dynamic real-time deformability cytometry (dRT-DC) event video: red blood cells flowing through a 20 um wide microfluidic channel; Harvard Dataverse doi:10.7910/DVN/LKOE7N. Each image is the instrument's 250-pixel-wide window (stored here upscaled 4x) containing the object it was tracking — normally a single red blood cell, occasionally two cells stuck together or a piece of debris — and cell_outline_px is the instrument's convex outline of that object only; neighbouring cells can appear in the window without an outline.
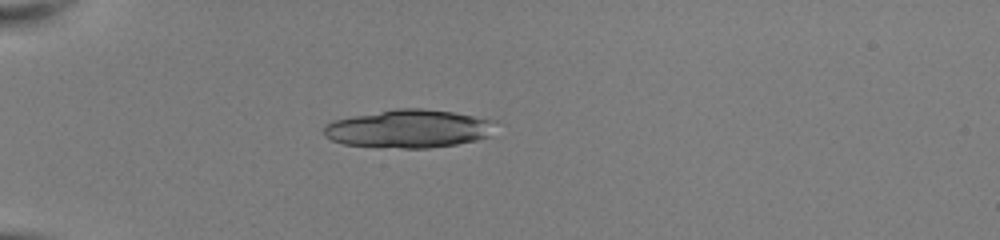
{"species": "common noctule bat (a hibernating species)", "species_latin": "Nyctalus noctula", "temperature_condition": "room temperature", "stored_images_in_passage": 46, "camera_frame_rate_fps": 3000, "um_per_image_px": 0.085, "animal": {"sex": "female", "body_mass_g": 22.0, "forearm_length_mm": 56.7}, "frame": {"image": 1, "passage_image": 15, "time_ms": 4.667, "image_size_px": [1000, 240], "cell_outline_px": [[472, 136], [468, 140], [448, 144], [352, 144], [336, 124], [344, 120], [388, 112], [444, 112], [464, 116], [472, 120]], "centroid_in_image_um": [34.66, 10.93], "position_along_channel_um": 50.3, "area_um2": 27.34}}
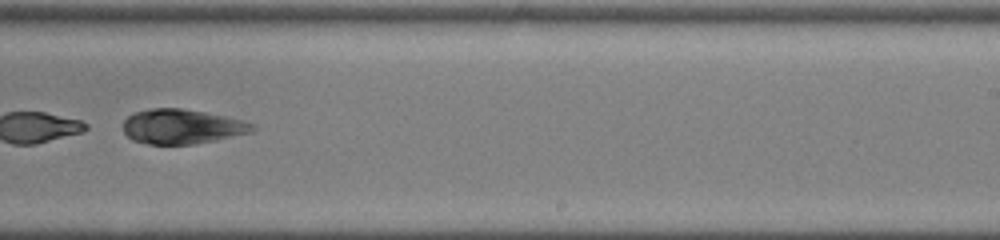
{"frame": {"image": 2, "passage_image": 34, "time_ms": 11.0, "image_size_px": [1000, 240], "cell_outline_px": [[224, 132], [180, 144], [156, 144], [140, 140], [132, 136], [128, 132], [128, 120], [132, 116], [144, 112], [160, 108], [168, 108], [188, 112], [216, 120]], "centroid_in_image_um": [14.57, 10.77], "position_along_channel_um": 274.4, "area_um2": 18.21}}